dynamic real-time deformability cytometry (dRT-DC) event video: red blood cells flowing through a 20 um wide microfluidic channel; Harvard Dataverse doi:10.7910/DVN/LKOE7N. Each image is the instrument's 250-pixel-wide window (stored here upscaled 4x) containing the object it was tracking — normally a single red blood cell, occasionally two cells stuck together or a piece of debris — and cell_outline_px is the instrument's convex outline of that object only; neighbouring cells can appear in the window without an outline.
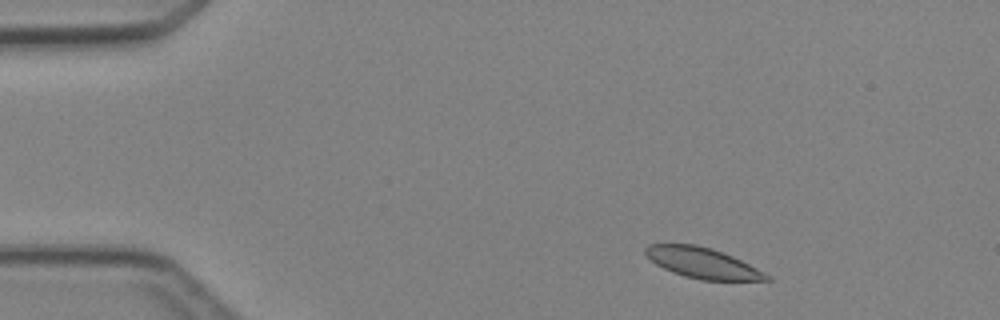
{"species": "Egyptian fruit bat (a non-hibernating species)", "species_latin": "Rousettus aegyptiacus", "temperature_condition": "cold", "stored_images_in_passage": 3, "camera_frame_rate_fps": 3000, "um_per_image_px": 0.085, "animal": {"sex": "female"}, "frame": {"image": 1, "passage_image": 1, "time_ms": 0.0, "image_size_px": [1000, 320], "cell_outline_px": [[772, 280], [700, 280], [684, 276], [672, 272], [656, 264], [644, 256], [644, 248], [648, 244], [696, 244], [712, 248], [732, 256], [772, 276]], "centroid_in_image_um": [59.67, 22.34], "position_along_channel_um": 25.3, "area_um2": 21.62}}